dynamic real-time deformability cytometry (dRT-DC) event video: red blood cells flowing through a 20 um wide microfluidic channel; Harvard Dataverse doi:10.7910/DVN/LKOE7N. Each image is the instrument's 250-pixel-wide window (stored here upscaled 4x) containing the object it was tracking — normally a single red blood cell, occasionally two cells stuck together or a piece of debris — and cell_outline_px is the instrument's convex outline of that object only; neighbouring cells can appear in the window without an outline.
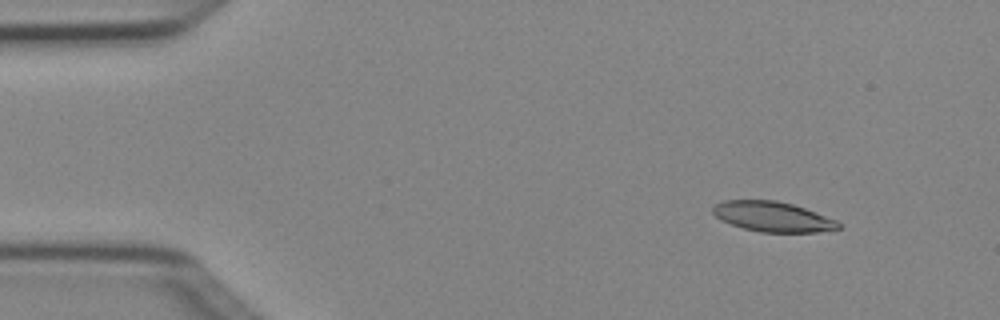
{"species": "Egyptian fruit bat (a non-hibernating species)", "species_latin": "Rousettus aegyptiacus", "temperature_condition": "cold", "stored_images_in_passage": 3, "camera_frame_rate_fps": 3000, "um_per_image_px": 0.085, "animal": {"sex": "female"}, "frame": {"image": 1, "passage_image": 1, "time_ms": 0.0, "image_size_px": [1000, 320], "cell_outline_px": [[840, 228], [816, 232], [760, 232], [744, 228], [720, 220], [712, 212], [712, 208], [716, 204], [724, 200], [776, 200], [792, 204], [804, 208], [836, 220], [840, 224]], "centroid_in_image_um": [65.65, 18.41], "position_along_channel_um": 19.4, "area_um2": 21.79}}